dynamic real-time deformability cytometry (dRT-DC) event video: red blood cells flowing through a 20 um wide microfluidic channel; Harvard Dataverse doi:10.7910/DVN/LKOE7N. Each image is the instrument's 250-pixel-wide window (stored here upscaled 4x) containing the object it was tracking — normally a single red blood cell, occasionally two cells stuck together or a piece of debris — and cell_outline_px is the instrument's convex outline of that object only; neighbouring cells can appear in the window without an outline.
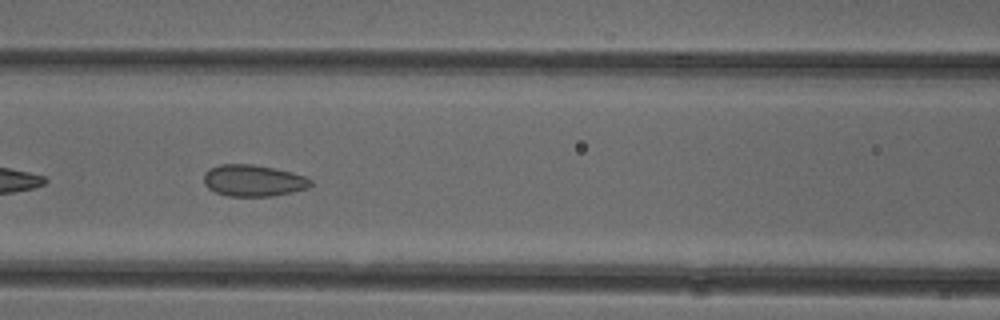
{"species": "common noctule bat (a hibernating species)", "species_latin": "Nyctalus noctula", "temperature_condition": "cold", "stored_images_in_passage": 48, "camera_frame_rate_fps": 3000, "um_per_image_px": 0.085, "animal": {"sex": "female"}, "frame": {"image": 1, "passage_image": 21, "time_ms": 6.667, "image_size_px": [1000, 320], "cell_outline_px": [[312, 184], [308, 188], [292, 192], [272, 196], [228, 196], [216, 192], [208, 188], [204, 184], [204, 172], [208, 168], [220, 164], [252, 164], [292, 172], [304, 176], [312, 180]], "centroid_in_image_um": [21.51, 15.34], "position_along_channel_um": 145.1, "area_um2": 19.71}, "authors_computed_cell_mechanics": {"area_um2": 20.1722, "velocity_mm_per_s": 3.924, "shape_relaxation_time_tau1_ms": null, "shape_relaxation_time_tau2_ms": 0.9925, "deformation_change_tau1": null, "deformation_change_tau2": 0.0629}}